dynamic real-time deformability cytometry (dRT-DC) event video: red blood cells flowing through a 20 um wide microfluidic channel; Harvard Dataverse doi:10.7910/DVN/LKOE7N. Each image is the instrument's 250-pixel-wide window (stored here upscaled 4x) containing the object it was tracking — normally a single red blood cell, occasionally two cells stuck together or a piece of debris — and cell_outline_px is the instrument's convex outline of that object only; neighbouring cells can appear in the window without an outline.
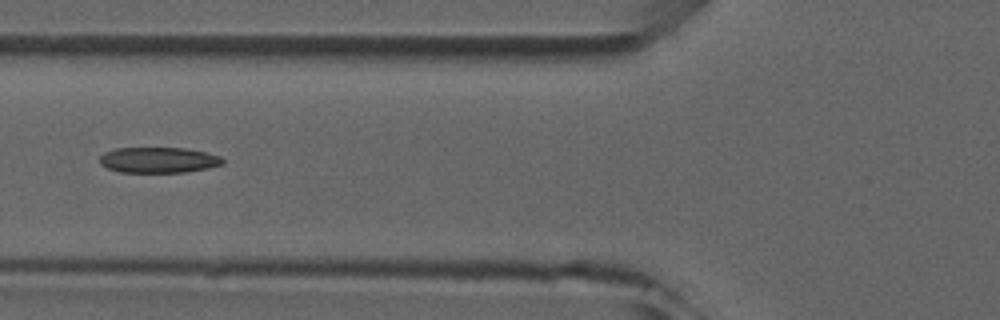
{"species": "common noctule bat (a hibernating species)", "species_latin": "Nyctalus noctula", "temperature_condition": "room temperature", "stored_images_in_passage": 4, "camera_frame_rate_fps": 3000, "um_per_image_px": 0.085, "animal": {"sex": "male", "forearm_length_mm": 52.5}, "frame": {"image": 1, "passage_image": 4, "time_ms": 3.333, "image_size_px": [1000, 320], "cell_outline_px": [[224, 164], [208, 168], [184, 172], [120, 172], [108, 168], [100, 164], [100, 156], [104, 152], [112, 148], [184, 148], [204, 152], [220, 156], [224, 160]], "centroid_in_image_um": [13.45, 13.6], "position_along_channel_um": 112.3, "area_um2": 18.38}}